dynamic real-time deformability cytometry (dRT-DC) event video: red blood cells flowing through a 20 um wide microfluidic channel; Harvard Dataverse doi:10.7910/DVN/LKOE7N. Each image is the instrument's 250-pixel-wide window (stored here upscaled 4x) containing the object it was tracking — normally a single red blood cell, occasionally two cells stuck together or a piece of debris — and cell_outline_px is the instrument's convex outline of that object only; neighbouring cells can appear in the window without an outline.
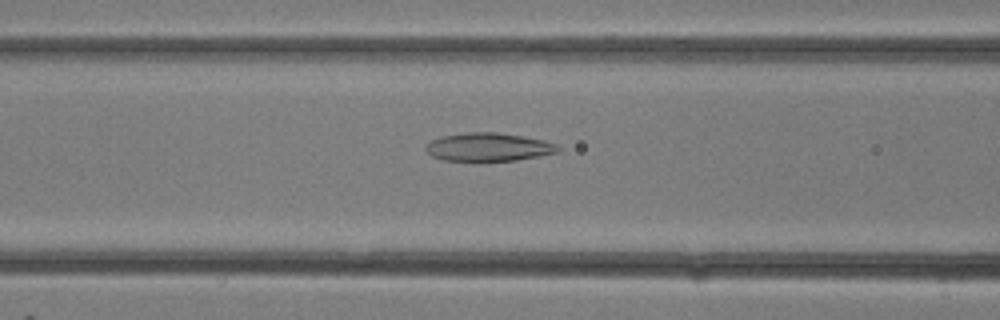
{"species": "common noctule bat (a hibernating species)", "species_latin": "Nyctalus noctula", "temperature_condition": "room temperature", "stored_images_in_passage": 31, "camera_frame_rate_fps": 3000, "um_per_image_px": 0.085, "animal": {"sex": "female"}, "frame": {"image": 1, "passage_image": 13, "time_ms": 4.0, "image_size_px": [1000, 320], "cell_outline_px": [[560, 152], [540, 156], [516, 160], [444, 160], [432, 156], [424, 148], [432, 140], [440, 136], [468, 132], [496, 132], [544, 140], [556, 144], [560, 148]], "centroid_in_image_um": [41.54, 12.49], "position_along_channel_um": 125.1, "area_um2": 21.56}}
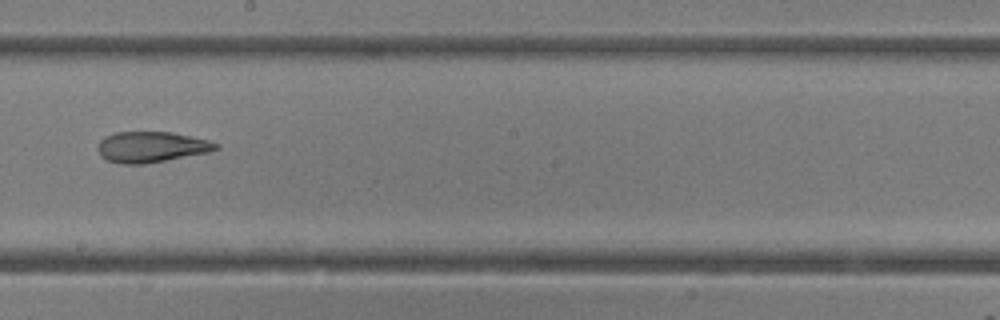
{"frame": {"image": 2, "passage_image": 18, "time_ms": 5.667, "image_size_px": [1000, 320], "cell_outline_px": [[220, 148], [208, 152], [144, 164], [120, 164], [108, 160], [100, 156], [96, 148], [100, 140], [104, 136], [116, 132], [172, 132], [208, 140], [220, 144]], "centroid_in_image_um": [12.83, 12.49], "position_along_channel_um": 235.4, "area_um2": 21.21}}
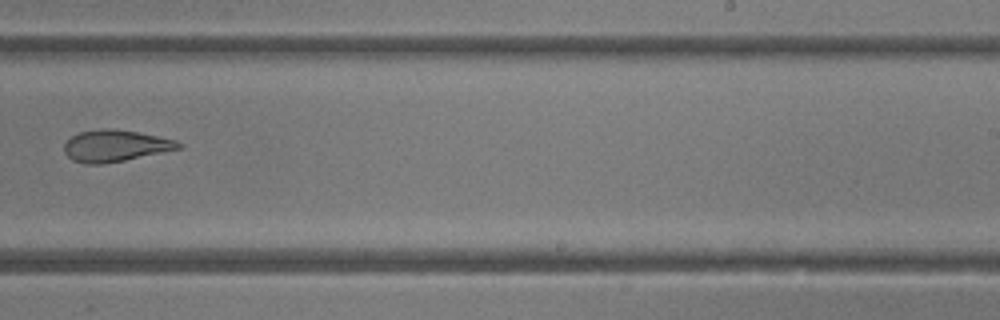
{"frame": {"image": 3, "passage_image": 20, "time_ms": 6.333, "image_size_px": [1000, 320], "cell_outline_px": [[184, 148], [104, 164], [84, 164], [72, 160], [64, 152], [64, 144], [72, 136], [80, 132], [100, 128], [112, 128], [136, 132], [176, 140]], "centroid_in_image_um": [9.78, 12.4], "position_along_channel_um": 279.2, "area_um2": 21.04}}